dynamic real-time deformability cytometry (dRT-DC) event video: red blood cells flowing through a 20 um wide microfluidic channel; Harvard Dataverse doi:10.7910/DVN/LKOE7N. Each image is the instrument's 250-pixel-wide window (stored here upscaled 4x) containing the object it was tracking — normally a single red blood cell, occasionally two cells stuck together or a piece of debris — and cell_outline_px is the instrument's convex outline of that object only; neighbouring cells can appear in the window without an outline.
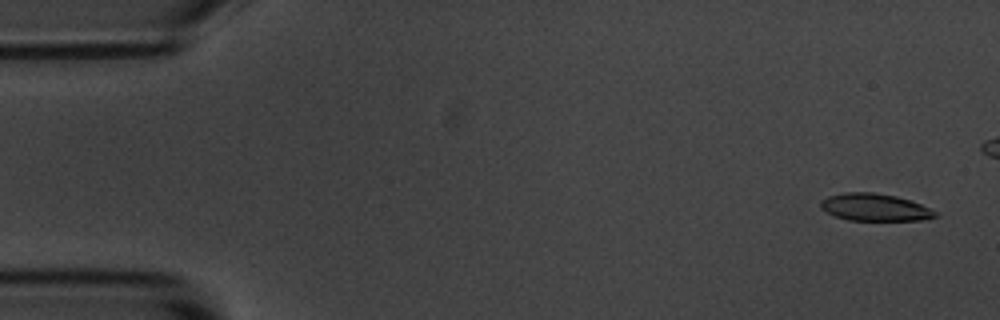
{"species": "common noctule bat (a hibernating species)", "species_latin": "Nyctalus noctula", "temperature_condition": "room temperature", "stored_images_in_passage": 7, "camera_frame_rate_fps": 3000, "um_per_image_px": 0.085, "animal": {"sex": "male", "body_mass_g": 20.1, "forearm_length_mm": 53.5}, "frame": {"image": 1, "passage_image": 1, "time_ms": 0.0, "image_size_px": [1000, 320], "cell_outline_px": [[940, 216], [920, 220], [848, 220], [836, 216], [820, 208], [820, 200], [828, 196], [844, 192], [872, 192], [896, 196], [920, 204], [936, 212]], "centroid_in_image_um": [74.33, 17.62], "position_along_channel_um": 10.7, "area_um2": 18.09}}